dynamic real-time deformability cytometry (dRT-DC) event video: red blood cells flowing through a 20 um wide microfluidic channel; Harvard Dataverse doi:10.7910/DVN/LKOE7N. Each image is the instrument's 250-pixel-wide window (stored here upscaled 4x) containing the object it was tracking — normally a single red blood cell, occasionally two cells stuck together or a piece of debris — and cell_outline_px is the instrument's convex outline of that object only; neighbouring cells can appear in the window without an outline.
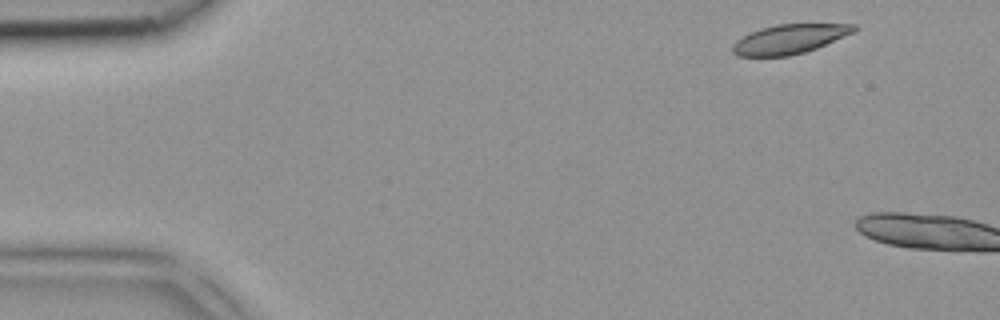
{"species": "common noctule bat (a hibernating species)", "species_latin": "Nyctalus noctula", "temperature_condition": "room temperature", "stored_images_in_passage": 2, "camera_frame_rate_fps": 3000, "um_per_image_px": 0.085, "animal": {"sex": "female", "body_mass_g": 18.4}, "frame": {"image": 1, "passage_image": 1, "time_ms": 0.0, "image_size_px": [1000, 320], "cell_outline_px": [[856, 32], [816, 48], [804, 52], [788, 56], [736, 56], [732, 52], [732, 44], [736, 40], [760, 28], [776, 24], [856, 24]], "centroid_in_image_um": [67.1, 3.32], "position_along_channel_um": 17.9, "area_um2": 20.75}}